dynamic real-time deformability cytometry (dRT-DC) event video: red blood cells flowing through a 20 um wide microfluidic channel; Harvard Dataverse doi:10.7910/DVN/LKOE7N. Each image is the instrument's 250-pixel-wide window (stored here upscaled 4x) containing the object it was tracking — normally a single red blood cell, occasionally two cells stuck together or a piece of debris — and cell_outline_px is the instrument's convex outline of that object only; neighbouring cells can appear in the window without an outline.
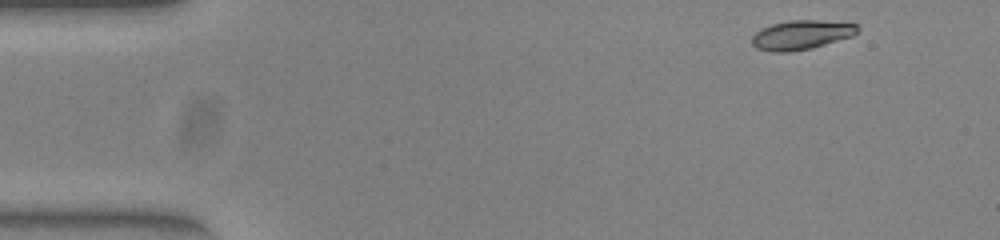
{"species": "common noctule bat (a hibernating species)", "species_latin": "Nyctalus noctula", "temperature_condition": "warm", "stored_images_in_passage": 48, "camera_frame_rate_fps": 3000, "um_per_image_px": 0.085, "animal": {"sex": "female", "body_mass_g": 23.0, "forearm_length_mm": 53.4}, "frame": {"image": 1, "passage_image": 1, "time_ms": 0.0, "image_size_px": [1000, 240], "cell_outline_px": [[860, 28], [852, 36], [812, 48], [788, 52], [772, 52], [756, 48], [752, 44], [752, 36], [760, 28], [772, 24], [788, 20], [820, 20], [856, 24]], "centroid_in_image_um": [68.08, 2.96], "position_along_channel_um": 16.9, "area_um2": 18.03}}
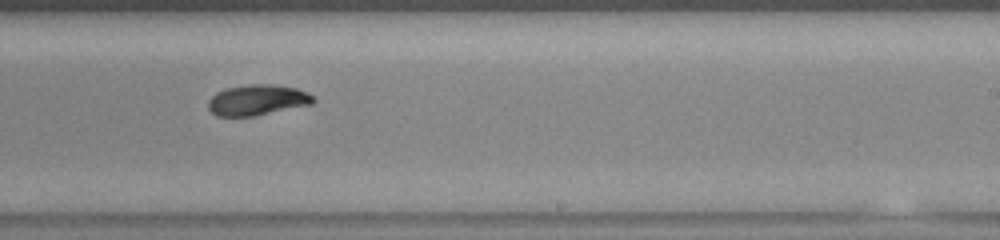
{"frame": {"image": 2, "passage_image": 28, "time_ms": 9.0, "image_size_px": [1000, 240], "cell_outline_px": [[316, 100], [312, 104], [252, 116], [216, 116], [208, 108], [208, 100], [216, 92], [224, 88], [248, 84], [272, 84], [296, 88], [308, 92]], "centroid_in_image_um": [21.85, 8.49], "position_along_channel_um": 267.1, "area_um2": 18.79}}
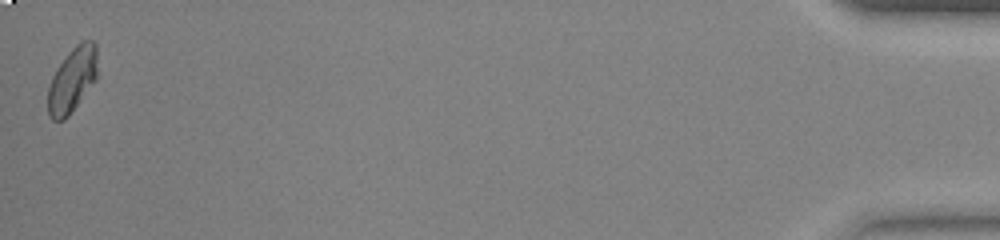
{"frame": {"image": 3, "passage_image": 48, "time_ms": 15.667, "image_size_px": [1000, 240], "cell_outline_px": [[96, 80], [68, 116], [64, 120], [52, 120], [48, 112], [48, 88], [52, 76], [56, 68], [68, 52], [80, 40], [92, 40], [96, 44]], "centroid_in_image_um": [6.13, 6.77], "position_along_channel_um": 429.1, "area_um2": 18.67}, "authors_computed_cell_mechanics": {"area_um2": 18.6983, "velocity_mm_per_s": 3.9172, "shape_relaxation_time_tau1_ms": 4.2218, "shape_relaxation_time_tau2_ms": 5.9613, "deformation_change_tau1": 0.1682, "deformation_change_tau2": 0.0923}}